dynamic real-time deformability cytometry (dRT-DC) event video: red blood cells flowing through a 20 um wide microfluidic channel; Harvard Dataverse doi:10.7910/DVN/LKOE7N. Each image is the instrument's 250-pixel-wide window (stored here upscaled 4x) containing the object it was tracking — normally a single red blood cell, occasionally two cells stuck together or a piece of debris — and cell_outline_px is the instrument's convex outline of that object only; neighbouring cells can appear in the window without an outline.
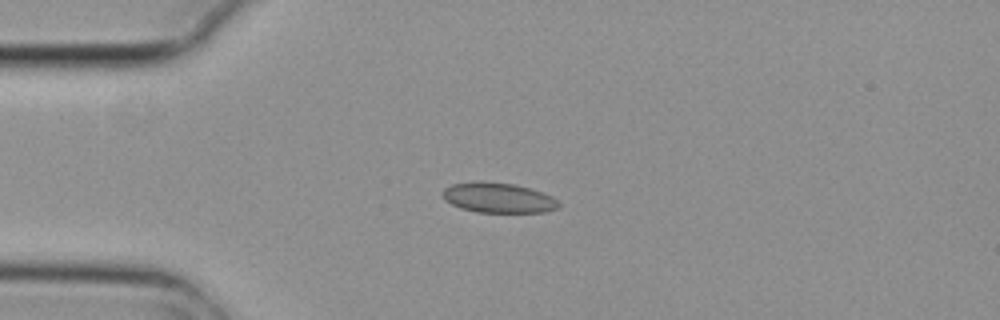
{"species": "common noctule bat (a hibernating species)", "species_latin": "Nyctalus noctula", "temperature_condition": "cold", "stored_images_in_passage": 8, "camera_frame_rate_fps": 3000, "um_per_image_px": 0.085, "animal": {"sex": "female", "body_mass_g": 29.2, "forearm_length_mm": 56.3}, "frame": {"image": 1, "passage_image": 4, "time_ms": 1.0, "image_size_px": [1000, 320], "cell_outline_px": [[560, 204], [556, 208], [544, 212], [476, 212], [460, 208], [444, 200], [440, 192], [444, 188], [452, 184], [516, 184], [544, 192], [552, 196]], "centroid_in_image_um": [42.37, 16.85], "position_along_channel_um": 42.6, "area_um2": 19.71}}
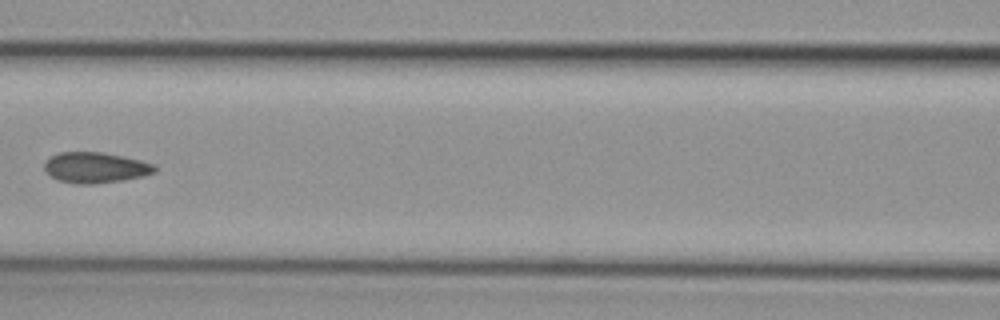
{"frame": {"image": 2, "passage_image": 7, "time_ms": 2.0, "image_size_px": [1000, 320], "cell_outline_px": [[156, 172], [144, 176], [124, 180], [96, 184], [76, 184], [56, 180], [44, 172], [44, 160], [60, 152], [104, 152], [124, 156], [156, 164]], "centroid_in_image_um": [8.1, 14.25], "position_along_channel_um": 158.5, "area_um2": 20.17}}
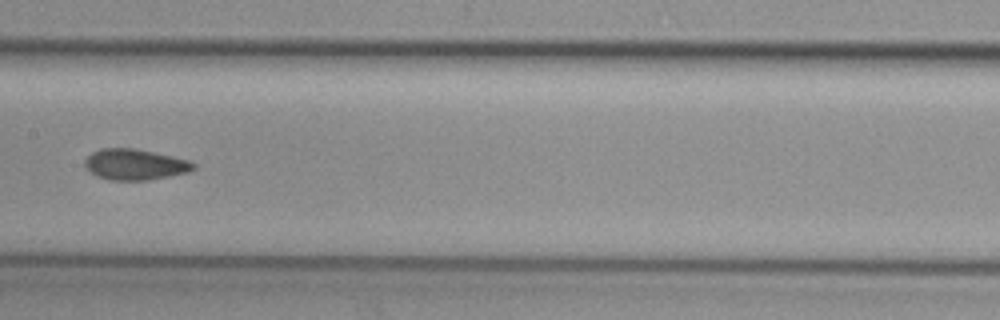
{"frame": {"image": 3, "passage_image": 8, "time_ms": 2.333, "image_size_px": [1000, 320], "cell_outline_px": [[196, 168], [188, 172], [148, 180], [108, 180], [96, 176], [84, 164], [84, 160], [92, 152], [100, 148], [132, 148], [172, 156], [188, 160], [196, 164]], "centroid_in_image_um": [11.46, 13.98], "position_along_channel_um": 195.9, "area_um2": 19.42}}